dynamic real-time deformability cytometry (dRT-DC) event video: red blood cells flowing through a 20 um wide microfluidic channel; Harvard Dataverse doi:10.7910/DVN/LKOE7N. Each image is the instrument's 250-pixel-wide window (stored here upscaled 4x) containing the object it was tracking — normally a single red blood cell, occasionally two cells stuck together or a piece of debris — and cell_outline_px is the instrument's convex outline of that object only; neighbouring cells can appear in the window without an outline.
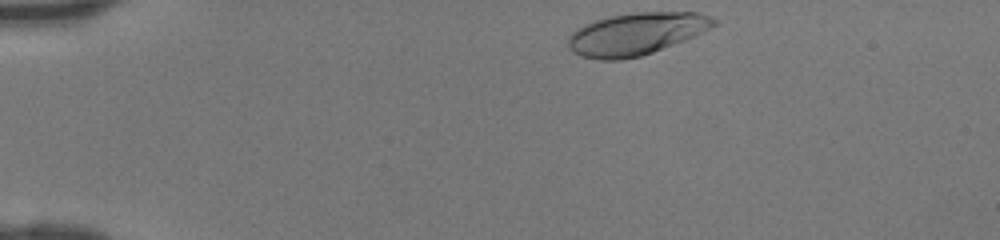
{"species": "human", "species_latin": "Homo sapiens", "temperature_condition": "room temperature", "stored_images_in_passage": 33, "camera_frame_rate_fps": 3000, "um_per_image_px": 0.085, "donor": {"sex": "female"}, "frame": {"image": 1, "passage_image": 1, "time_ms": 0.0, "image_size_px": [1000, 240], "cell_outline_px": [[716, 24], [684, 40], [652, 52], [640, 56], [620, 60], [600, 60], [580, 56], [572, 52], [568, 48], [568, 36], [576, 28], [584, 24], [608, 16], [636, 12], [700, 12], [716, 20]], "centroid_in_image_um": [54.0, 2.88], "position_along_channel_um": 31.0, "area_um2": 35.66}}
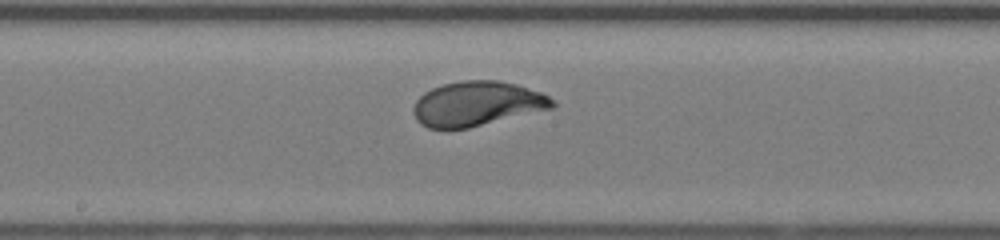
{"frame": {"image": 2, "passage_image": 18, "time_ms": 5.667, "image_size_px": [1000, 240], "cell_outline_px": [[556, 104], [552, 108], [468, 128], [428, 128], [420, 124], [416, 120], [412, 112], [412, 108], [416, 100], [424, 92], [432, 88], [444, 84], [464, 80], [496, 80], [516, 84], [540, 92], [548, 96]], "centroid_in_image_um": [40.51, 8.81], "position_along_channel_um": 207.7, "area_um2": 35.95}}
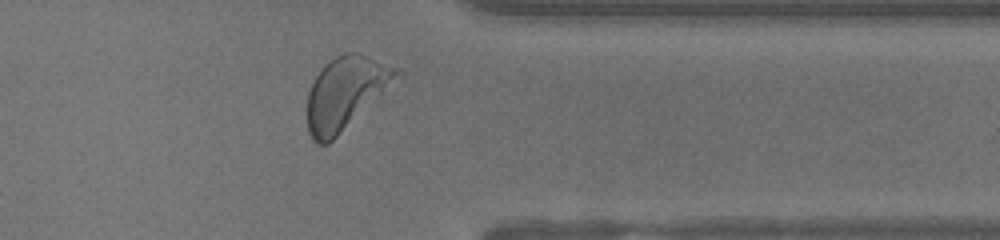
{"frame": {"image": 3, "passage_image": 30, "time_ms": 9.667, "image_size_px": [1000, 240], "cell_outline_px": [[404, 72], [328, 144], [316, 144], [312, 140], [308, 132], [308, 92], [316, 76], [324, 64], [336, 56], [344, 52], [356, 52], [400, 68]], "centroid_in_image_um": [29.36, 7.88], "position_along_channel_um": 382.0, "area_um2": 36.99}}